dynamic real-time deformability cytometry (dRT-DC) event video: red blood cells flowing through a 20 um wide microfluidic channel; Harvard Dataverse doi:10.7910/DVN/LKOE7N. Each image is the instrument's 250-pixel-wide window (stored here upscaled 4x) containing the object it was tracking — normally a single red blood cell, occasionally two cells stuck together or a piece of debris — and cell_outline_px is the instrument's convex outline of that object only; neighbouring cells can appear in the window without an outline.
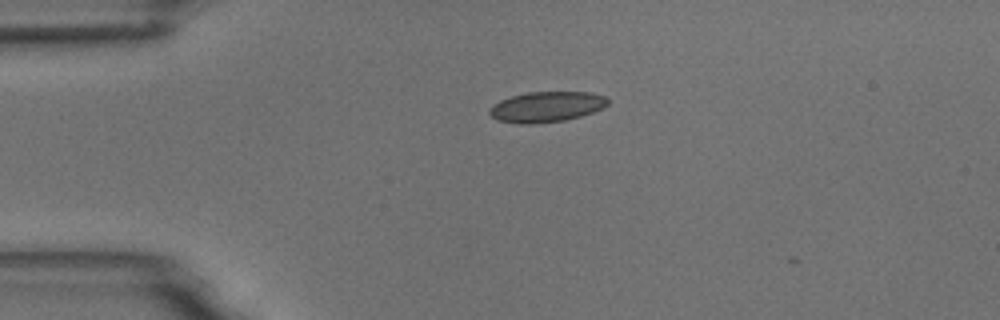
{"species": "common noctule bat (a hibernating species)", "species_latin": "Nyctalus noctula", "temperature_condition": "room temperature", "stored_images_in_passage": 4, "camera_frame_rate_fps": 3000, "um_per_image_px": 0.085, "animal": {"sex": "male", "body_mass_g": 18.8}, "frame": {"image": 1, "passage_image": 1, "time_ms": 0.0, "image_size_px": [1000, 320], "cell_outline_px": [[608, 104], [592, 112], [580, 116], [564, 120], [532, 124], [520, 124], [496, 120], [488, 112], [488, 108], [492, 104], [500, 100], [512, 96], [528, 92], [588, 92], [604, 96], [608, 100]], "centroid_in_image_um": [46.39, 9.08], "position_along_channel_um": 38.6, "area_um2": 20.92}}